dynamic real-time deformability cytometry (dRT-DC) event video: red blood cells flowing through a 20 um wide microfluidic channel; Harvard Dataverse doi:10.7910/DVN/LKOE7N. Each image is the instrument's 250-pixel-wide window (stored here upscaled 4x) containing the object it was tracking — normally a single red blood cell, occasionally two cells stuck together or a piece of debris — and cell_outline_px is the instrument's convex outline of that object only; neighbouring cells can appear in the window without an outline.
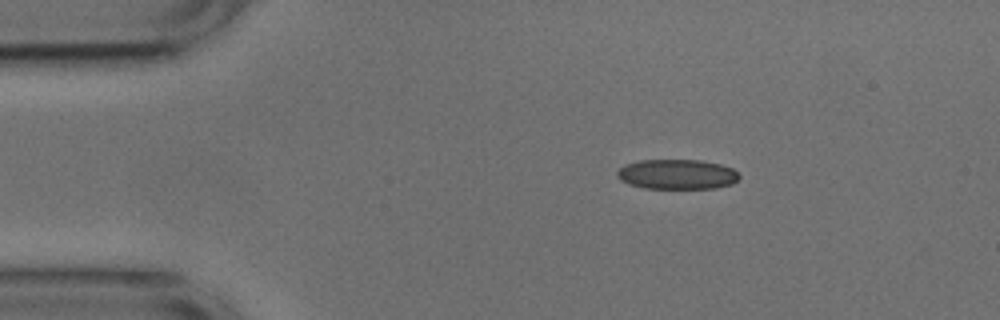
{"species": "common noctule bat (a hibernating species)", "species_latin": "Nyctalus noctula", "temperature_condition": "cold", "stored_images_in_passage": 2, "camera_frame_rate_fps": 3000, "um_per_image_px": 0.085, "animal": {"sex": "male", "body_mass_g": 17.9, "forearm_length_mm": 54.2}, "frame": {"image": 1, "passage_image": 1, "time_ms": 0.0, "image_size_px": [1000, 320], "cell_outline_px": [[740, 176], [732, 184], [716, 188], [644, 188], [628, 184], [620, 180], [616, 176], [616, 172], [624, 164], [640, 160], [704, 160], [720, 164], [732, 168]], "centroid_in_image_um": [57.52, 14.81], "position_along_channel_um": 27.5, "area_um2": 21.39}}